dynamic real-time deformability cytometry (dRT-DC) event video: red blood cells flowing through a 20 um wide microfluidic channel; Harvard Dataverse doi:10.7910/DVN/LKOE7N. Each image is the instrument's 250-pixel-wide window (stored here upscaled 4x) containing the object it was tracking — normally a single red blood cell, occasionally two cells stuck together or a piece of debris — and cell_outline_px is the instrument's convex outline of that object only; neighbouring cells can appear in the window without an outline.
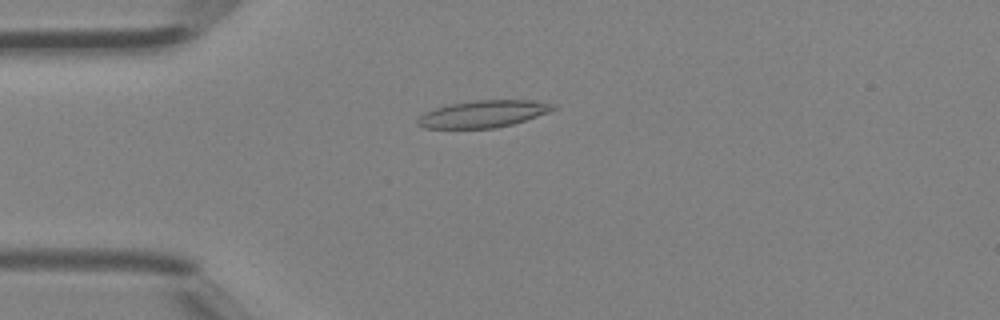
{"species": "Egyptian fruit bat (a non-hibernating species)", "species_latin": "Rousettus aegyptiacus", "temperature_condition": "room temperature", "stored_images_in_passage": 42, "camera_frame_rate_fps": 3000, "um_per_image_px": 0.085, "animal": {"sex": "female"}, "frame": {"image": 1, "passage_image": 11, "time_ms": 3.333, "image_size_px": [1000, 320], "cell_outline_px": [[556, 108], [548, 112], [512, 124], [496, 128], [424, 128], [416, 124], [416, 120], [424, 112], [436, 108], [452, 104], [476, 100], [532, 100], [556, 104]], "centroid_in_image_um": [41.06, 9.68], "position_along_channel_um": 43.9, "area_um2": 21.15}}
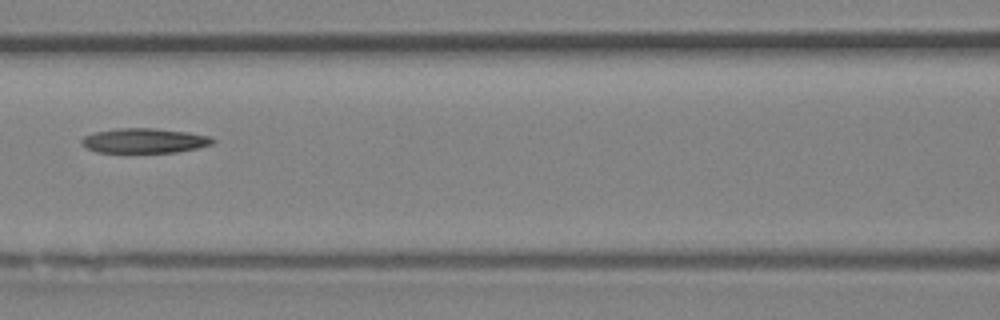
{"frame": {"image": 2, "passage_image": 19, "time_ms": 6.0, "image_size_px": [1000, 320], "cell_outline_px": [[216, 140], [212, 144], [196, 148], [176, 152], [96, 152], [80, 144], [80, 140], [84, 136], [96, 132], [116, 128], [152, 128], [188, 132], [208, 136]], "centroid_in_image_um": [12.24, 11.95], "position_along_channel_um": 154.4, "area_um2": 18.79}}
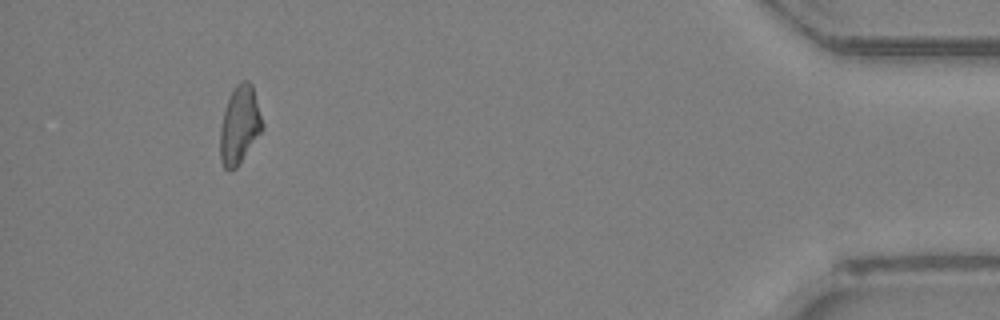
{"frame": {"image": 3, "passage_image": 39, "time_ms": 12.667, "image_size_px": [1000, 320], "cell_outline_px": [[264, 128], [236, 168], [228, 172], [224, 168], [220, 160], [220, 128], [224, 112], [228, 100], [236, 84], [240, 80], [248, 80], [252, 84], [264, 124]], "centroid_in_image_um": [20.37, 10.63], "position_along_channel_um": 414.8, "area_um2": 19.19}}